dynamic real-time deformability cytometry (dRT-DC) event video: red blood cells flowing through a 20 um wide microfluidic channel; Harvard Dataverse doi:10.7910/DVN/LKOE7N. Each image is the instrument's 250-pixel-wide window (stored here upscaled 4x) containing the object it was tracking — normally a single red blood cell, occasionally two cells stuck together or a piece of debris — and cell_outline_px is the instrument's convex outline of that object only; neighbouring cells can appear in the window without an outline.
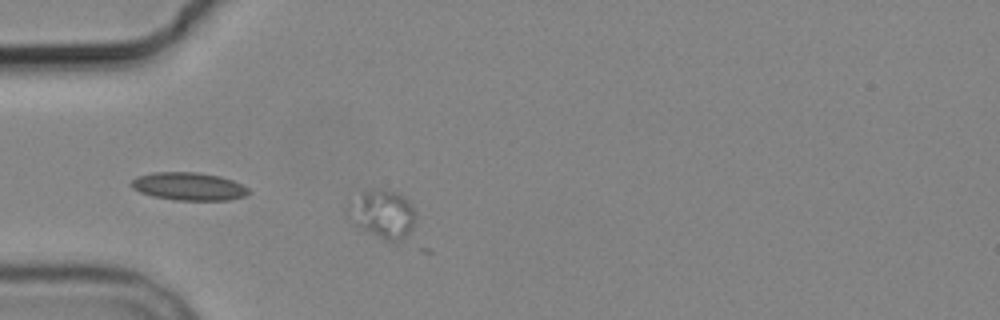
{"species": "common noctule bat (a hibernating species)", "species_latin": "Nyctalus noctula", "temperature_condition": "cold", "stored_images_in_passage": 7, "camera_frame_rate_fps": 3000, "um_per_image_px": 0.085, "animal": {"sex": "male", "body_mass_g": 19.2, "forearm_length_mm": 51.8}, "frame": {"image": 1, "passage_image": 2, "time_ms": 1.333, "image_size_px": [1000, 320], "cell_outline_px": [[416, 216], [412, 232], [404, 240], [396, 244], [384, 240], [352, 224], [344, 212], [344, 208], [348, 204], [364, 192], [372, 188], [384, 188], [396, 192], [404, 196], [412, 204]], "centroid_in_image_um": [32.53, 18.22], "position_along_channel_um": 52.5, "area_um2": 19.88}}
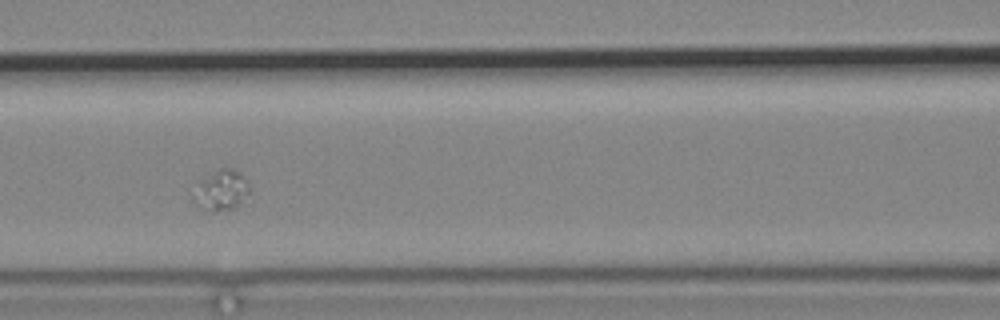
{"frame": {"image": 2, "passage_image": 5, "time_ms": 4.667, "image_size_px": [1000, 320], "cell_outline_px": [[248, 192], [240, 204], [236, 208], [216, 212], [204, 212], [196, 204], [200, 180], [220, 168], [232, 168], [240, 176], [248, 188]], "centroid_in_image_um": [18.81, 16.24], "position_along_channel_um": 147.8, "area_um2": 12.43}}
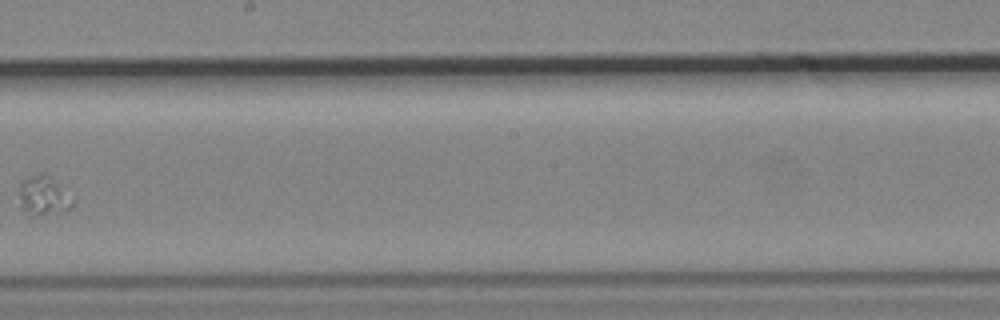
{"frame": {"image": 3, "passage_image": 7, "time_ms": 7.667, "image_size_px": [1000, 320], "cell_outline_px": [[72, 208], [60, 212], [28, 220], [20, 208], [16, 192], [20, 184], [24, 180], [40, 172], [44, 172], [72, 200]], "centroid_in_image_um": [3.54, 16.75], "position_along_channel_um": 244.7, "area_um2": 12.66}}